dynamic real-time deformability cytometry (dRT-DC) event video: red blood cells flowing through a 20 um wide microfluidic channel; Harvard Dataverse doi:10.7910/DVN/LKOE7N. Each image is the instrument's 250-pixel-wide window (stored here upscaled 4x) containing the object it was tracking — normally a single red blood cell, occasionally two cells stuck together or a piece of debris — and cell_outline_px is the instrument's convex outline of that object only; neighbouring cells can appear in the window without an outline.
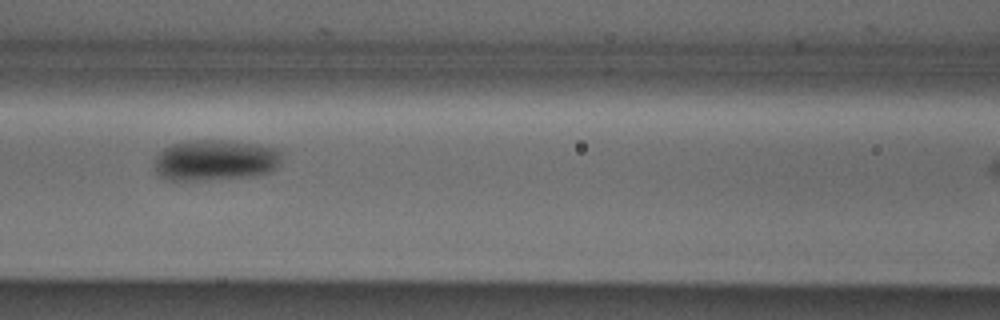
{"species": "Egyptian fruit bat (a non-hibernating species)", "species_latin": "Rousettus aegyptiacus", "temperature_condition": "cold", "stored_images_in_passage": 6, "segment_of_instrument_passage": [1, 2], "camera_frame_rate_fps": 3000, "um_per_image_px": 0.085, "animal": {"sex": "male"}, "frame": {"image": 1, "passage_image": 3, "time_ms": 0.667, "image_size_px": [1000, 320], "cell_outline_px": [[280, 164], [272, 172], [252, 176], [192, 180], [168, 180], [160, 176], [156, 172], [156, 156], [164, 148], [172, 144], [188, 140], [224, 140], [256, 144], [276, 148], [280, 152]], "centroid_in_image_um": [18.3, 13.61], "position_along_channel_um": 148.3, "area_um2": 30.23}}
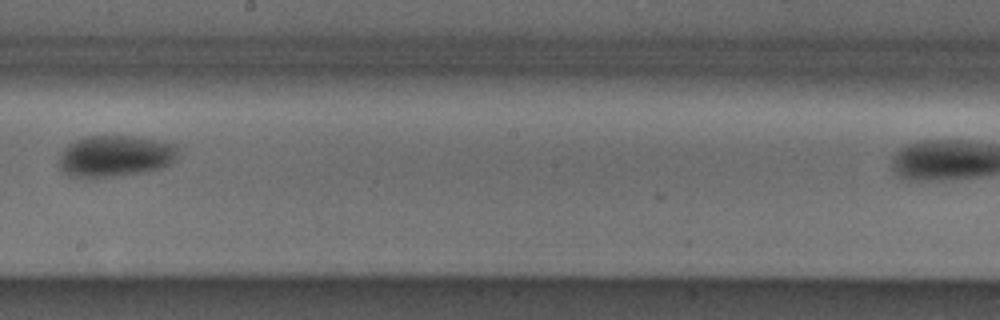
{"frame": {"image": 2, "passage_image": 5, "time_ms": 1.333, "image_size_px": [1000, 320], "cell_outline_px": [[176, 156], [168, 164], [160, 168], [144, 172], [116, 176], [68, 176], [60, 168], [60, 156], [64, 148], [68, 144], [76, 140], [88, 136], [132, 136], [156, 140], [176, 144]], "centroid_in_image_um": [9.78, 13.25], "position_along_channel_um": 238.4, "area_um2": 28.21}}